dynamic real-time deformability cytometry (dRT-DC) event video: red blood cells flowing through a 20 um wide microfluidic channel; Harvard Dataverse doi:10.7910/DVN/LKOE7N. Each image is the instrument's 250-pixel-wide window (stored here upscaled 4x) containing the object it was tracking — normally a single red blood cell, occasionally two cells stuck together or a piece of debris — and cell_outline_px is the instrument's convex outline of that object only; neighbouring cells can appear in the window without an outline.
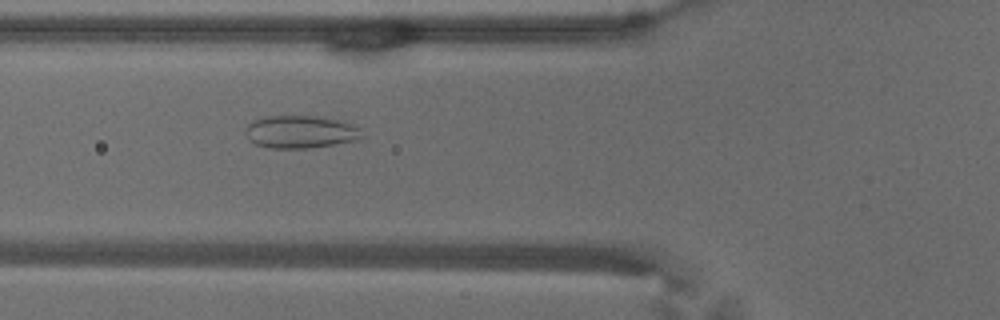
{"species": "common noctule bat (a hibernating species)", "species_latin": "Nyctalus noctula", "temperature_condition": "warm", "stored_images_in_passage": 55, "camera_frame_rate_fps": 3000, "um_per_image_px": 0.085, "animal": {"sex": "male", "body_mass_g": 18.8}, "frame": {"image": 1, "passage_image": 20, "time_ms": 6.333, "image_size_px": [1000, 320], "cell_outline_px": [[364, 136], [356, 140], [312, 148], [268, 148], [256, 144], [248, 140], [244, 132], [244, 128], [252, 120], [264, 116], [316, 116], [344, 120], [360, 128]], "centroid_in_image_um": [25.52, 11.2], "position_along_channel_um": 100.3, "area_um2": 22.6}}
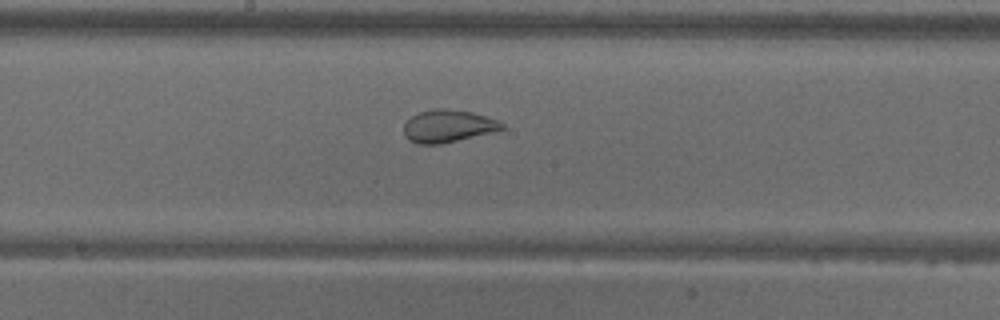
{"frame": {"image": 2, "passage_image": 29, "time_ms": 9.333, "image_size_px": [1000, 320], "cell_outline_px": [[504, 128], [492, 132], [440, 144], [416, 144], [408, 140], [404, 136], [404, 124], [412, 116], [420, 112], [432, 108], [448, 108], [472, 112], [496, 120], [504, 124]], "centroid_in_image_um": [38.03, 10.71], "position_along_channel_um": 210.2, "area_um2": 18.5}}
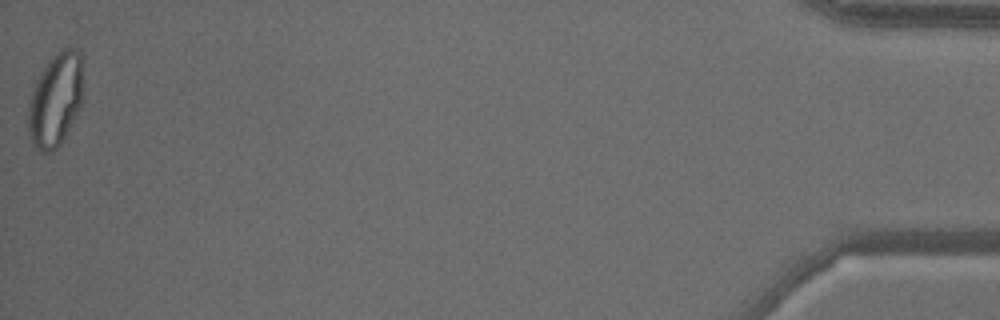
{"frame": {"image": 3, "passage_image": 55, "time_ms": 18.0, "image_size_px": [1000, 320], "cell_outline_px": [[80, 108], [60, 144], [52, 152], [40, 152], [32, 144], [28, 132], [28, 100], [40, 72], [48, 60], [60, 48], [68, 44], [76, 48], [80, 52]], "centroid_in_image_um": [4.67, 8.46], "position_along_channel_um": 430.5, "area_um2": 29.77}}